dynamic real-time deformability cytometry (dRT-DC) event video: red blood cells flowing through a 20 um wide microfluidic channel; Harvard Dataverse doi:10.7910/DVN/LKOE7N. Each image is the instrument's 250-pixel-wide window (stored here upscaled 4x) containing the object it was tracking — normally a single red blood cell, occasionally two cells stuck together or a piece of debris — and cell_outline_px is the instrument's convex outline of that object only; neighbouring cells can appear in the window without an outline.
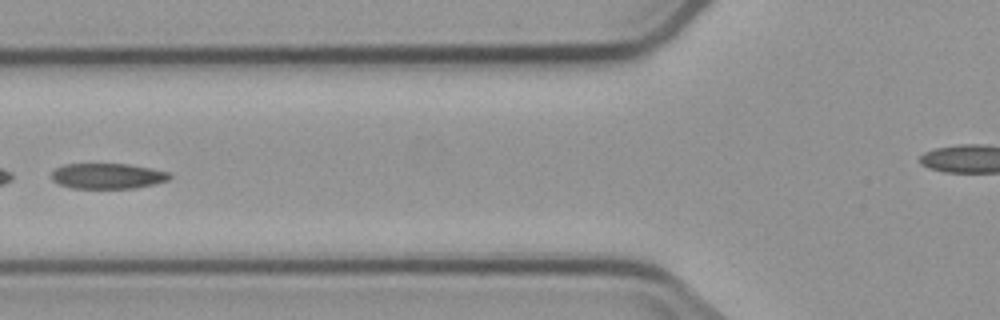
{"species": "common noctule bat (a hibernating species)", "species_latin": "Nyctalus noctula", "temperature_condition": "cold", "stored_images_in_passage": 7, "camera_frame_rate_fps": 3000, "um_per_image_px": 0.085, "animal": {"sex": "male", "body_mass_g": 23.1, "forearm_length_mm": 52.7}, "frame": {"image": 1, "passage_image": 6, "time_ms": 6.0, "image_size_px": [1000, 320], "cell_outline_px": [[172, 176], [168, 180], [156, 184], [136, 188], [72, 188], [60, 184], [52, 180], [52, 172], [56, 168], [64, 164], [128, 164], [152, 168], [168, 172]], "centroid_in_image_um": [9.17, 14.96], "position_along_channel_um": 116.6, "area_um2": 17.57}}
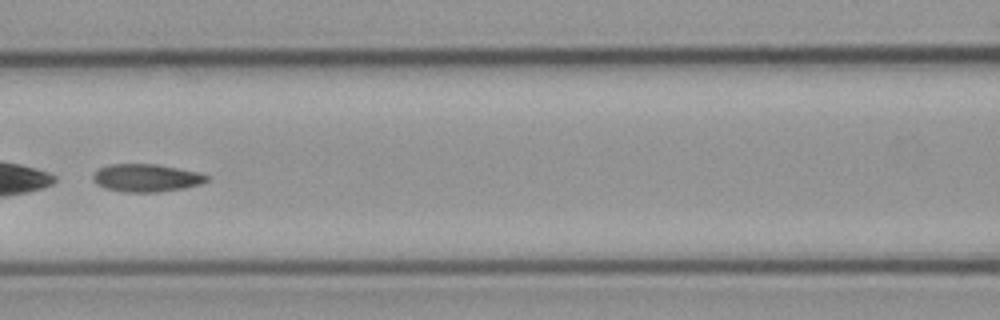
{"frame": {"image": 2, "passage_image": 7, "time_ms": 7.0, "image_size_px": [1000, 320], "cell_outline_px": [[208, 180], [200, 184], [184, 188], [156, 192], [124, 192], [104, 188], [92, 180], [92, 176], [100, 168], [112, 164], [156, 164], [196, 172], [208, 176]], "centroid_in_image_um": [12.41, 15.13], "position_along_channel_um": 154.2, "area_um2": 18.15}}